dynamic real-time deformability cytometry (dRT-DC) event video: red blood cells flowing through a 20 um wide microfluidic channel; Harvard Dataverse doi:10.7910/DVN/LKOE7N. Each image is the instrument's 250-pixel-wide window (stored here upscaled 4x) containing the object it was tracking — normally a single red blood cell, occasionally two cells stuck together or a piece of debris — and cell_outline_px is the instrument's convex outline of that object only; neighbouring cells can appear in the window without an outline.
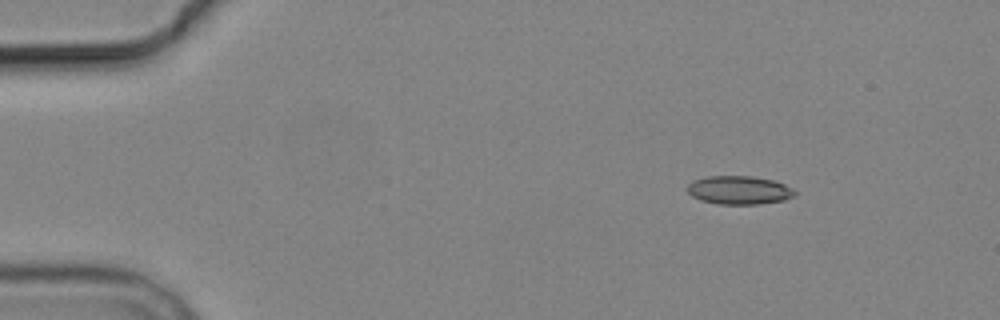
{"species": "common noctule bat (a hibernating species)", "species_latin": "Nyctalus noctula", "temperature_condition": "cold", "stored_images_in_passage": 6, "segment_of_instrument_passage": [2, 2], "camera_frame_rate_fps": 3000, "um_per_image_px": 0.085, "animal": {"sex": "male", "body_mass_g": 19.2, "forearm_length_mm": 51.8}, "frame": {"image": 1, "passage_image": 6, "time_ms": 6.667, "image_size_px": [1000, 320], "cell_outline_px": [[796, 196], [784, 200], [760, 204], [720, 204], [700, 200], [692, 196], [688, 192], [688, 184], [692, 180], [708, 176], [752, 176], [772, 180], [784, 184], [792, 188], [796, 192]], "centroid_in_image_um": [62.83, 16.16], "position_along_channel_um": 22.2, "area_um2": 17.86}}